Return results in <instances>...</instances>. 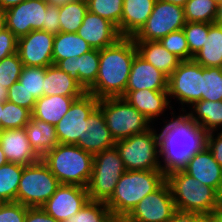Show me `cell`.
<instances>
[{
	"label": "cell",
	"instance_id": "21",
	"mask_svg": "<svg viewBox=\"0 0 222 222\" xmlns=\"http://www.w3.org/2000/svg\"><path fill=\"white\" fill-rule=\"evenodd\" d=\"M130 105L137 111L142 113L149 122L153 125L158 116H163L168 109H173L170 106L168 91H154V90H138L125 91L123 97Z\"/></svg>",
	"mask_w": 222,
	"mask_h": 222
},
{
	"label": "cell",
	"instance_id": "2",
	"mask_svg": "<svg viewBox=\"0 0 222 222\" xmlns=\"http://www.w3.org/2000/svg\"><path fill=\"white\" fill-rule=\"evenodd\" d=\"M136 54L133 37H121L114 44L99 50L98 75L87 93L99 100L123 97Z\"/></svg>",
	"mask_w": 222,
	"mask_h": 222
},
{
	"label": "cell",
	"instance_id": "33",
	"mask_svg": "<svg viewBox=\"0 0 222 222\" xmlns=\"http://www.w3.org/2000/svg\"><path fill=\"white\" fill-rule=\"evenodd\" d=\"M99 50L91 51L81 55L76 61V73L78 74V83L87 92L95 83L99 70Z\"/></svg>",
	"mask_w": 222,
	"mask_h": 222
},
{
	"label": "cell",
	"instance_id": "62",
	"mask_svg": "<svg viewBox=\"0 0 222 222\" xmlns=\"http://www.w3.org/2000/svg\"><path fill=\"white\" fill-rule=\"evenodd\" d=\"M220 210H222V192L220 194Z\"/></svg>",
	"mask_w": 222,
	"mask_h": 222
},
{
	"label": "cell",
	"instance_id": "45",
	"mask_svg": "<svg viewBox=\"0 0 222 222\" xmlns=\"http://www.w3.org/2000/svg\"><path fill=\"white\" fill-rule=\"evenodd\" d=\"M18 38L9 30L0 32V61L5 57L17 53Z\"/></svg>",
	"mask_w": 222,
	"mask_h": 222
},
{
	"label": "cell",
	"instance_id": "18",
	"mask_svg": "<svg viewBox=\"0 0 222 222\" xmlns=\"http://www.w3.org/2000/svg\"><path fill=\"white\" fill-rule=\"evenodd\" d=\"M76 33L85 40L92 49L97 50L104 49L121 38L117 27L113 23L89 10L86 12L82 25Z\"/></svg>",
	"mask_w": 222,
	"mask_h": 222
},
{
	"label": "cell",
	"instance_id": "55",
	"mask_svg": "<svg viewBox=\"0 0 222 222\" xmlns=\"http://www.w3.org/2000/svg\"><path fill=\"white\" fill-rule=\"evenodd\" d=\"M215 23L222 27V1L218 3V14Z\"/></svg>",
	"mask_w": 222,
	"mask_h": 222
},
{
	"label": "cell",
	"instance_id": "28",
	"mask_svg": "<svg viewBox=\"0 0 222 222\" xmlns=\"http://www.w3.org/2000/svg\"><path fill=\"white\" fill-rule=\"evenodd\" d=\"M25 130L29 144L41 158L58 144L55 125L31 117Z\"/></svg>",
	"mask_w": 222,
	"mask_h": 222
},
{
	"label": "cell",
	"instance_id": "59",
	"mask_svg": "<svg viewBox=\"0 0 222 222\" xmlns=\"http://www.w3.org/2000/svg\"><path fill=\"white\" fill-rule=\"evenodd\" d=\"M214 222H222V210L214 211Z\"/></svg>",
	"mask_w": 222,
	"mask_h": 222
},
{
	"label": "cell",
	"instance_id": "32",
	"mask_svg": "<svg viewBox=\"0 0 222 222\" xmlns=\"http://www.w3.org/2000/svg\"><path fill=\"white\" fill-rule=\"evenodd\" d=\"M23 169V165L9 162L0 166V202H16Z\"/></svg>",
	"mask_w": 222,
	"mask_h": 222
},
{
	"label": "cell",
	"instance_id": "30",
	"mask_svg": "<svg viewBox=\"0 0 222 222\" xmlns=\"http://www.w3.org/2000/svg\"><path fill=\"white\" fill-rule=\"evenodd\" d=\"M207 37L204 46L193 60L202 67L222 68V27L216 23H209Z\"/></svg>",
	"mask_w": 222,
	"mask_h": 222
},
{
	"label": "cell",
	"instance_id": "60",
	"mask_svg": "<svg viewBox=\"0 0 222 222\" xmlns=\"http://www.w3.org/2000/svg\"><path fill=\"white\" fill-rule=\"evenodd\" d=\"M2 111H3V103L0 102V127H1Z\"/></svg>",
	"mask_w": 222,
	"mask_h": 222
},
{
	"label": "cell",
	"instance_id": "29",
	"mask_svg": "<svg viewBox=\"0 0 222 222\" xmlns=\"http://www.w3.org/2000/svg\"><path fill=\"white\" fill-rule=\"evenodd\" d=\"M91 50L92 47L77 33L59 32L53 41V64L70 57L78 58Z\"/></svg>",
	"mask_w": 222,
	"mask_h": 222
},
{
	"label": "cell",
	"instance_id": "42",
	"mask_svg": "<svg viewBox=\"0 0 222 222\" xmlns=\"http://www.w3.org/2000/svg\"><path fill=\"white\" fill-rule=\"evenodd\" d=\"M159 42L165 49L174 54L181 61L190 60L189 46L183 29L169 33Z\"/></svg>",
	"mask_w": 222,
	"mask_h": 222
},
{
	"label": "cell",
	"instance_id": "8",
	"mask_svg": "<svg viewBox=\"0 0 222 222\" xmlns=\"http://www.w3.org/2000/svg\"><path fill=\"white\" fill-rule=\"evenodd\" d=\"M125 171L124 162L116 147L94 154L92 173L86 186L89 199L106 202Z\"/></svg>",
	"mask_w": 222,
	"mask_h": 222
},
{
	"label": "cell",
	"instance_id": "51",
	"mask_svg": "<svg viewBox=\"0 0 222 222\" xmlns=\"http://www.w3.org/2000/svg\"><path fill=\"white\" fill-rule=\"evenodd\" d=\"M192 222H214V212L210 213L192 212Z\"/></svg>",
	"mask_w": 222,
	"mask_h": 222
},
{
	"label": "cell",
	"instance_id": "4",
	"mask_svg": "<svg viewBox=\"0 0 222 222\" xmlns=\"http://www.w3.org/2000/svg\"><path fill=\"white\" fill-rule=\"evenodd\" d=\"M94 155L77 145L58 143L41 159L60 184L87 186L93 168Z\"/></svg>",
	"mask_w": 222,
	"mask_h": 222
},
{
	"label": "cell",
	"instance_id": "19",
	"mask_svg": "<svg viewBox=\"0 0 222 222\" xmlns=\"http://www.w3.org/2000/svg\"><path fill=\"white\" fill-rule=\"evenodd\" d=\"M182 170L193 178L198 179L203 185H208L221 194L222 167L214 159L207 146L196 152Z\"/></svg>",
	"mask_w": 222,
	"mask_h": 222
},
{
	"label": "cell",
	"instance_id": "56",
	"mask_svg": "<svg viewBox=\"0 0 222 222\" xmlns=\"http://www.w3.org/2000/svg\"><path fill=\"white\" fill-rule=\"evenodd\" d=\"M7 96H8V89L4 88L0 84V102L2 103L5 102L7 100Z\"/></svg>",
	"mask_w": 222,
	"mask_h": 222
},
{
	"label": "cell",
	"instance_id": "40",
	"mask_svg": "<svg viewBox=\"0 0 222 222\" xmlns=\"http://www.w3.org/2000/svg\"><path fill=\"white\" fill-rule=\"evenodd\" d=\"M183 31L189 46L190 60H193L204 46L205 39L208 38L209 23L186 22Z\"/></svg>",
	"mask_w": 222,
	"mask_h": 222
},
{
	"label": "cell",
	"instance_id": "12",
	"mask_svg": "<svg viewBox=\"0 0 222 222\" xmlns=\"http://www.w3.org/2000/svg\"><path fill=\"white\" fill-rule=\"evenodd\" d=\"M176 211L170 186L165 181L146 195L124 219L129 222H168Z\"/></svg>",
	"mask_w": 222,
	"mask_h": 222
},
{
	"label": "cell",
	"instance_id": "47",
	"mask_svg": "<svg viewBox=\"0 0 222 222\" xmlns=\"http://www.w3.org/2000/svg\"><path fill=\"white\" fill-rule=\"evenodd\" d=\"M216 131L207 133L206 146L211 151L214 159L222 167V130L218 133Z\"/></svg>",
	"mask_w": 222,
	"mask_h": 222
},
{
	"label": "cell",
	"instance_id": "10",
	"mask_svg": "<svg viewBox=\"0 0 222 222\" xmlns=\"http://www.w3.org/2000/svg\"><path fill=\"white\" fill-rule=\"evenodd\" d=\"M203 67L194 60L181 61L178 67L168 77V95L178 101L182 112H186L184 106L191 107L197 101L202 100ZM184 104V105H183Z\"/></svg>",
	"mask_w": 222,
	"mask_h": 222
},
{
	"label": "cell",
	"instance_id": "54",
	"mask_svg": "<svg viewBox=\"0 0 222 222\" xmlns=\"http://www.w3.org/2000/svg\"><path fill=\"white\" fill-rule=\"evenodd\" d=\"M50 5L53 6H62L67 4L68 2H72L73 0H46Z\"/></svg>",
	"mask_w": 222,
	"mask_h": 222
},
{
	"label": "cell",
	"instance_id": "64",
	"mask_svg": "<svg viewBox=\"0 0 222 222\" xmlns=\"http://www.w3.org/2000/svg\"><path fill=\"white\" fill-rule=\"evenodd\" d=\"M122 222H129V221H127L126 219L122 218Z\"/></svg>",
	"mask_w": 222,
	"mask_h": 222
},
{
	"label": "cell",
	"instance_id": "1",
	"mask_svg": "<svg viewBox=\"0 0 222 222\" xmlns=\"http://www.w3.org/2000/svg\"><path fill=\"white\" fill-rule=\"evenodd\" d=\"M172 115L165 120L159 137L160 165L165 175L182 170L188 160L206 146L207 133L198 126L185 112ZM175 115V116H174ZM163 162V164H162Z\"/></svg>",
	"mask_w": 222,
	"mask_h": 222
},
{
	"label": "cell",
	"instance_id": "13",
	"mask_svg": "<svg viewBox=\"0 0 222 222\" xmlns=\"http://www.w3.org/2000/svg\"><path fill=\"white\" fill-rule=\"evenodd\" d=\"M98 103L99 99L87 92L76 99L65 116L55 125L58 143L76 145L79 138H83L85 119Z\"/></svg>",
	"mask_w": 222,
	"mask_h": 222
},
{
	"label": "cell",
	"instance_id": "31",
	"mask_svg": "<svg viewBox=\"0 0 222 222\" xmlns=\"http://www.w3.org/2000/svg\"><path fill=\"white\" fill-rule=\"evenodd\" d=\"M88 11L87 0H73L59 7L60 32L76 33Z\"/></svg>",
	"mask_w": 222,
	"mask_h": 222
},
{
	"label": "cell",
	"instance_id": "44",
	"mask_svg": "<svg viewBox=\"0 0 222 222\" xmlns=\"http://www.w3.org/2000/svg\"><path fill=\"white\" fill-rule=\"evenodd\" d=\"M18 202H4L0 204V222H25L27 209Z\"/></svg>",
	"mask_w": 222,
	"mask_h": 222
},
{
	"label": "cell",
	"instance_id": "20",
	"mask_svg": "<svg viewBox=\"0 0 222 222\" xmlns=\"http://www.w3.org/2000/svg\"><path fill=\"white\" fill-rule=\"evenodd\" d=\"M167 87L168 76L136 54L125 91H167Z\"/></svg>",
	"mask_w": 222,
	"mask_h": 222
},
{
	"label": "cell",
	"instance_id": "27",
	"mask_svg": "<svg viewBox=\"0 0 222 222\" xmlns=\"http://www.w3.org/2000/svg\"><path fill=\"white\" fill-rule=\"evenodd\" d=\"M186 114L206 133L222 130V101L200 100Z\"/></svg>",
	"mask_w": 222,
	"mask_h": 222
},
{
	"label": "cell",
	"instance_id": "57",
	"mask_svg": "<svg viewBox=\"0 0 222 222\" xmlns=\"http://www.w3.org/2000/svg\"><path fill=\"white\" fill-rule=\"evenodd\" d=\"M163 1H166V2H169V3H173L175 5L184 7L188 0H163Z\"/></svg>",
	"mask_w": 222,
	"mask_h": 222
},
{
	"label": "cell",
	"instance_id": "26",
	"mask_svg": "<svg viewBox=\"0 0 222 222\" xmlns=\"http://www.w3.org/2000/svg\"><path fill=\"white\" fill-rule=\"evenodd\" d=\"M80 97L42 96L36 100L32 117L56 125L69 111L73 102Z\"/></svg>",
	"mask_w": 222,
	"mask_h": 222
},
{
	"label": "cell",
	"instance_id": "50",
	"mask_svg": "<svg viewBox=\"0 0 222 222\" xmlns=\"http://www.w3.org/2000/svg\"><path fill=\"white\" fill-rule=\"evenodd\" d=\"M168 222H192V212L177 210Z\"/></svg>",
	"mask_w": 222,
	"mask_h": 222
},
{
	"label": "cell",
	"instance_id": "35",
	"mask_svg": "<svg viewBox=\"0 0 222 222\" xmlns=\"http://www.w3.org/2000/svg\"><path fill=\"white\" fill-rule=\"evenodd\" d=\"M115 220L105 202L89 200L80 211L63 222H114Z\"/></svg>",
	"mask_w": 222,
	"mask_h": 222
},
{
	"label": "cell",
	"instance_id": "6",
	"mask_svg": "<svg viewBox=\"0 0 222 222\" xmlns=\"http://www.w3.org/2000/svg\"><path fill=\"white\" fill-rule=\"evenodd\" d=\"M126 170H162L156 128L115 142Z\"/></svg>",
	"mask_w": 222,
	"mask_h": 222
},
{
	"label": "cell",
	"instance_id": "36",
	"mask_svg": "<svg viewBox=\"0 0 222 222\" xmlns=\"http://www.w3.org/2000/svg\"><path fill=\"white\" fill-rule=\"evenodd\" d=\"M88 10L113 23L121 35L123 0H87Z\"/></svg>",
	"mask_w": 222,
	"mask_h": 222
},
{
	"label": "cell",
	"instance_id": "63",
	"mask_svg": "<svg viewBox=\"0 0 222 222\" xmlns=\"http://www.w3.org/2000/svg\"><path fill=\"white\" fill-rule=\"evenodd\" d=\"M114 222H122V218L116 219Z\"/></svg>",
	"mask_w": 222,
	"mask_h": 222
},
{
	"label": "cell",
	"instance_id": "7",
	"mask_svg": "<svg viewBox=\"0 0 222 222\" xmlns=\"http://www.w3.org/2000/svg\"><path fill=\"white\" fill-rule=\"evenodd\" d=\"M98 107L115 142L152 127L149 120L122 97L100 99Z\"/></svg>",
	"mask_w": 222,
	"mask_h": 222
},
{
	"label": "cell",
	"instance_id": "15",
	"mask_svg": "<svg viewBox=\"0 0 222 222\" xmlns=\"http://www.w3.org/2000/svg\"><path fill=\"white\" fill-rule=\"evenodd\" d=\"M54 34L33 30L18 38L17 53L23 66L48 67L53 64Z\"/></svg>",
	"mask_w": 222,
	"mask_h": 222
},
{
	"label": "cell",
	"instance_id": "53",
	"mask_svg": "<svg viewBox=\"0 0 222 222\" xmlns=\"http://www.w3.org/2000/svg\"><path fill=\"white\" fill-rule=\"evenodd\" d=\"M7 28L6 24V12L0 8V32Z\"/></svg>",
	"mask_w": 222,
	"mask_h": 222
},
{
	"label": "cell",
	"instance_id": "16",
	"mask_svg": "<svg viewBox=\"0 0 222 222\" xmlns=\"http://www.w3.org/2000/svg\"><path fill=\"white\" fill-rule=\"evenodd\" d=\"M89 200L85 187L61 184L41 208L48 215L63 222L80 211Z\"/></svg>",
	"mask_w": 222,
	"mask_h": 222
},
{
	"label": "cell",
	"instance_id": "37",
	"mask_svg": "<svg viewBox=\"0 0 222 222\" xmlns=\"http://www.w3.org/2000/svg\"><path fill=\"white\" fill-rule=\"evenodd\" d=\"M202 100L222 101L221 67H203Z\"/></svg>",
	"mask_w": 222,
	"mask_h": 222
},
{
	"label": "cell",
	"instance_id": "14",
	"mask_svg": "<svg viewBox=\"0 0 222 222\" xmlns=\"http://www.w3.org/2000/svg\"><path fill=\"white\" fill-rule=\"evenodd\" d=\"M48 5L46 0H26L5 10L7 29L17 38L33 30H41Z\"/></svg>",
	"mask_w": 222,
	"mask_h": 222
},
{
	"label": "cell",
	"instance_id": "52",
	"mask_svg": "<svg viewBox=\"0 0 222 222\" xmlns=\"http://www.w3.org/2000/svg\"><path fill=\"white\" fill-rule=\"evenodd\" d=\"M26 0H0V8L7 10L13 6L20 4Z\"/></svg>",
	"mask_w": 222,
	"mask_h": 222
},
{
	"label": "cell",
	"instance_id": "25",
	"mask_svg": "<svg viewBox=\"0 0 222 222\" xmlns=\"http://www.w3.org/2000/svg\"><path fill=\"white\" fill-rule=\"evenodd\" d=\"M86 91L67 73L55 64L46 67L44 78V96L82 97Z\"/></svg>",
	"mask_w": 222,
	"mask_h": 222
},
{
	"label": "cell",
	"instance_id": "9",
	"mask_svg": "<svg viewBox=\"0 0 222 222\" xmlns=\"http://www.w3.org/2000/svg\"><path fill=\"white\" fill-rule=\"evenodd\" d=\"M60 182L42 161L24 166L16 202L29 208L41 207L57 190Z\"/></svg>",
	"mask_w": 222,
	"mask_h": 222
},
{
	"label": "cell",
	"instance_id": "11",
	"mask_svg": "<svg viewBox=\"0 0 222 222\" xmlns=\"http://www.w3.org/2000/svg\"><path fill=\"white\" fill-rule=\"evenodd\" d=\"M185 24L183 7L156 0L151 15L133 39L134 41H160L169 33L183 29Z\"/></svg>",
	"mask_w": 222,
	"mask_h": 222
},
{
	"label": "cell",
	"instance_id": "22",
	"mask_svg": "<svg viewBox=\"0 0 222 222\" xmlns=\"http://www.w3.org/2000/svg\"><path fill=\"white\" fill-rule=\"evenodd\" d=\"M0 145L9 163L29 166L41 160L29 144L25 128L5 129Z\"/></svg>",
	"mask_w": 222,
	"mask_h": 222
},
{
	"label": "cell",
	"instance_id": "3",
	"mask_svg": "<svg viewBox=\"0 0 222 222\" xmlns=\"http://www.w3.org/2000/svg\"><path fill=\"white\" fill-rule=\"evenodd\" d=\"M165 181L162 170H126L105 204L115 219L125 218L146 195Z\"/></svg>",
	"mask_w": 222,
	"mask_h": 222
},
{
	"label": "cell",
	"instance_id": "23",
	"mask_svg": "<svg viewBox=\"0 0 222 222\" xmlns=\"http://www.w3.org/2000/svg\"><path fill=\"white\" fill-rule=\"evenodd\" d=\"M156 0H123L121 37H134L151 15Z\"/></svg>",
	"mask_w": 222,
	"mask_h": 222
},
{
	"label": "cell",
	"instance_id": "39",
	"mask_svg": "<svg viewBox=\"0 0 222 222\" xmlns=\"http://www.w3.org/2000/svg\"><path fill=\"white\" fill-rule=\"evenodd\" d=\"M45 74L46 67L24 66L18 81L37 100L44 96Z\"/></svg>",
	"mask_w": 222,
	"mask_h": 222
},
{
	"label": "cell",
	"instance_id": "17",
	"mask_svg": "<svg viewBox=\"0 0 222 222\" xmlns=\"http://www.w3.org/2000/svg\"><path fill=\"white\" fill-rule=\"evenodd\" d=\"M76 145L93 155L115 147V140L112 138L104 115L98 106L85 119L83 138H79Z\"/></svg>",
	"mask_w": 222,
	"mask_h": 222
},
{
	"label": "cell",
	"instance_id": "5",
	"mask_svg": "<svg viewBox=\"0 0 222 222\" xmlns=\"http://www.w3.org/2000/svg\"><path fill=\"white\" fill-rule=\"evenodd\" d=\"M166 181L178 211L210 213L220 210V194L183 170L167 174Z\"/></svg>",
	"mask_w": 222,
	"mask_h": 222
},
{
	"label": "cell",
	"instance_id": "24",
	"mask_svg": "<svg viewBox=\"0 0 222 222\" xmlns=\"http://www.w3.org/2000/svg\"><path fill=\"white\" fill-rule=\"evenodd\" d=\"M134 43L137 54L168 77L181 62L174 54L165 49L159 41H134Z\"/></svg>",
	"mask_w": 222,
	"mask_h": 222
},
{
	"label": "cell",
	"instance_id": "61",
	"mask_svg": "<svg viewBox=\"0 0 222 222\" xmlns=\"http://www.w3.org/2000/svg\"><path fill=\"white\" fill-rule=\"evenodd\" d=\"M3 133H4V129L0 127V142L2 140Z\"/></svg>",
	"mask_w": 222,
	"mask_h": 222
},
{
	"label": "cell",
	"instance_id": "34",
	"mask_svg": "<svg viewBox=\"0 0 222 222\" xmlns=\"http://www.w3.org/2000/svg\"><path fill=\"white\" fill-rule=\"evenodd\" d=\"M183 9L186 22L215 23L218 3L215 0H188Z\"/></svg>",
	"mask_w": 222,
	"mask_h": 222
},
{
	"label": "cell",
	"instance_id": "38",
	"mask_svg": "<svg viewBox=\"0 0 222 222\" xmlns=\"http://www.w3.org/2000/svg\"><path fill=\"white\" fill-rule=\"evenodd\" d=\"M32 112L8 100L3 102L1 127L5 129L25 128L31 120Z\"/></svg>",
	"mask_w": 222,
	"mask_h": 222
},
{
	"label": "cell",
	"instance_id": "41",
	"mask_svg": "<svg viewBox=\"0 0 222 222\" xmlns=\"http://www.w3.org/2000/svg\"><path fill=\"white\" fill-rule=\"evenodd\" d=\"M23 63L18 53L11 54L0 61V84L9 89L19 80L22 72Z\"/></svg>",
	"mask_w": 222,
	"mask_h": 222
},
{
	"label": "cell",
	"instance_id": "48",
	"mask_svg": "<svg viewBox=\"0 0 222 222\" xmlns=\"http://www.w3.org/2000/svg\"><path fill=\"white\" fill-rule=\"evenodd\" d=\"M25 222H61L48 215L41 207L28 208Z\"/></svg>",
	"mask_w": 222,
	"mask_h": 222
},
{
	"label": "cell",
	"instance_id": "58",
	"mask_svg": "<svg viewBox=\"0 0 222 222\" xmlns=\"http://www.w3.org/2000/svg\"><path fill=\"white\" fill-rule=\"evenodd\" d=\"M7 163H8V160L6 159L5 154L0 145V166L5 165Z\"/></svg>",
	"mask_w": 222,
	"mask_h": 222
},
{
	"label": "cell",
	"instance_id": "43",
	"mask_svg": "<svg viewBox=\"0 0 222 222\" xmlns=\"http://www.w3.org/2000/svg\"><path fill=\"white\" fill-rule=\"evenodd\" d=\"M7 100L32 112L36 99L20 84L15 82L8 89Z\"/></svg>",
	"mask_w": 222,
	"mask_h": 222
},
{
	"label": "cell",
	"instance_id": "46",
	"mask_svg": "<svg viewBox=\"0 0 222 222\" xmlns=\"http://www.w3.org/2000/svg\"><path fill=\"white\" fill-rule=\"evenodd\" d=\"M42 31H46L51 34H58L60 32V21H59V7L48 5L46 9V18L43 23Z\"/></svg>",
	"mask_w": 222,
	"mask_h": 222
},
{
	"label": "cell",
	"instance_id": "49",
	"mask_svg": "<svg viewBox=\"0 0 222 222\" xmlns=\"http://www.w3.org/2000/svg\"><path fill=\"white\" fill-rule=\"evenodd\" d=\"M76 57L60 60L56 66L67 73L72 79L78 82V74L76 73Z\"/></svg>",
	"mask_w": 222,
	"mask_h": 222
}]
</instances>
